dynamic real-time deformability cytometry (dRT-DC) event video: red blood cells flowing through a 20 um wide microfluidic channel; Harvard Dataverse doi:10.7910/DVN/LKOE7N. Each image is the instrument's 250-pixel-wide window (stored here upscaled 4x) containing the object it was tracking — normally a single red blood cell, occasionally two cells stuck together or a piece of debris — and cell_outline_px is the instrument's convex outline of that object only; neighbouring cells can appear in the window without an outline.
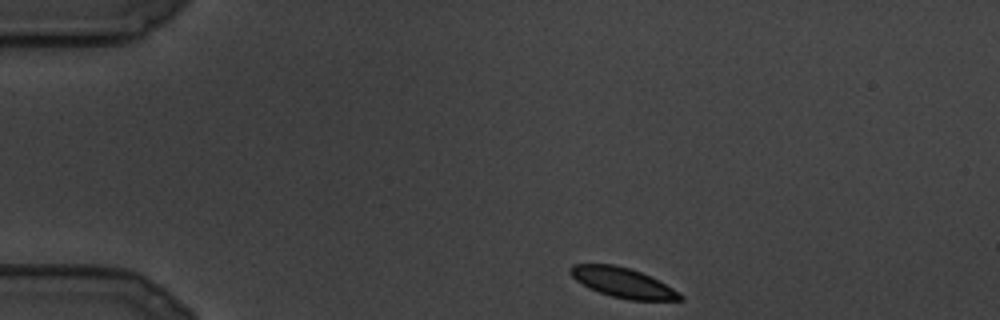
{"species": "common noctule bat (a hibernating species)", "species_latin": "Nyctalus noctula", "temperature_condition": "cold", "stored_images_in_passage": 89, "camera_frame_rate_fps": 3000, "um_per_image_px": 0.085, "animal": {"sex": "male", "body_mass_g": 19.5, "forearm_length_mm": 54.6}, "frame": {"image": 1, "passage_image": 1, "time_ms": 0.0, "image_size_px": [1000, 320], "cell_outline_px": [[684, 300], [628, 300], [612, 296], [588, 288], [576, 280], [568, 272], [568, 268], [572, 264], [612, 264], [628, 268], [640, 272], [672, 288], [684, 296]], "centroid_in_image_um": [52.89, 24.02], "position_along_channel_um": 32.1, "area_um2": 18.84}}
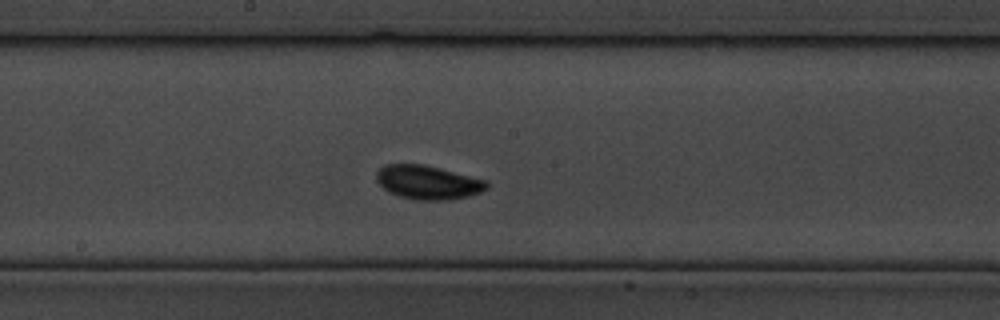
{"frame": {"image": 2, "passage_image": 39, "time_ms": 12.667, "image_size_px": [1000, 320], "cell_outline_px": [[488, 188], [480, 192], [468, 196], [448, 200], [416, 200], [400, 196], [388, 192], [376, 180], [376, 172], [384, 164], [424, 164], [488, 180]], "centroid_in_image_um": [36.37, 15.49], "position_along_channel_um": 211.8, "area_um2": 21.85}}
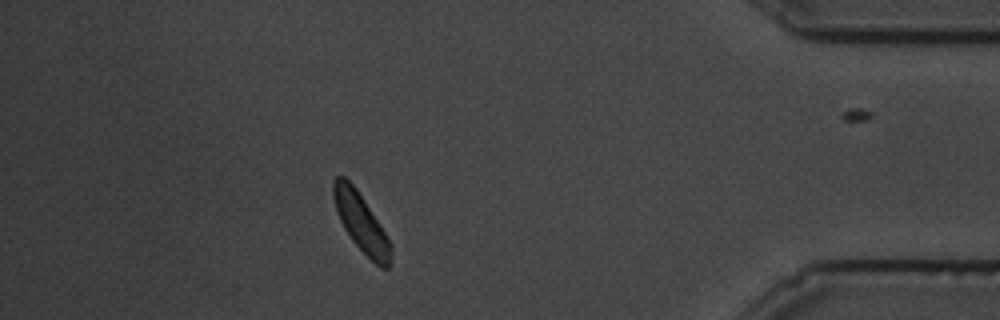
{"frame": {"image": 3, "passage_image": 76, "time_ms": 25.0, "image_size_px": [1000, 320], "cell_outline_px": [[392, 248], [388, 268], [380, 268], [352, 240], [344, 228], [336, 212], [332, 196], [332, 180], [336, 176], [344, 176], [356, 188], [380, 224], [392, 244]], "centroid_in_image_um": [30.66, 18.88], "position_along_channel_um": 404.5, "area_um2": 19.36}}